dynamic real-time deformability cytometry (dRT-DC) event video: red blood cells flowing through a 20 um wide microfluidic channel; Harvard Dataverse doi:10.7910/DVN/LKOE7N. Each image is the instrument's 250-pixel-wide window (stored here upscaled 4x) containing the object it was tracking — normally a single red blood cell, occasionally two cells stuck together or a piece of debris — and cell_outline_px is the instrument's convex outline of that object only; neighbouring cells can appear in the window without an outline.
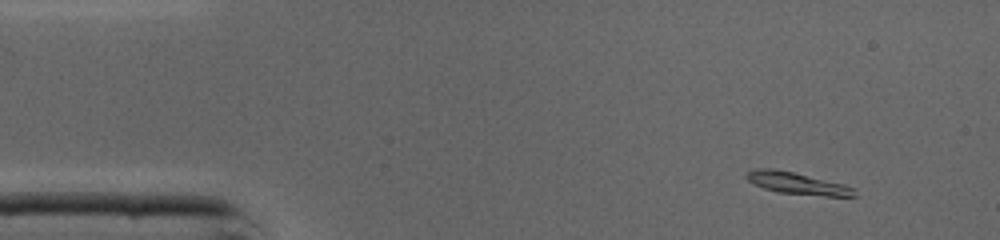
{"species": "common noctule bat (a hibernating species)", "species_latin": "Nyctalus noctula", "temperature_condition": "cold", "stored_images_in_passage": 42, "camera_frame_rate_fps": 3000, "um_per_image_px": 0.085, "animal": {"sex": "male", "body_mass_g": 19.0, "forearm_length_mm": 50.8}, "frame": {"image": 1, "passage_image": 1, "time_ms": 0.0, "image_size_px": [1000, 240], "cell_outline_px": [[856, 196], [824, 196], [776, 192], [764, 188], [748, 180], [744, 176], [748, 172], [756, 168], [772, 168], [792, 172], [844, 184], [856, 188]], "centroid_in_image_um": [67.79, 15.59], "position_along_channel_um": 17.2, "area_um2": 13.64}}
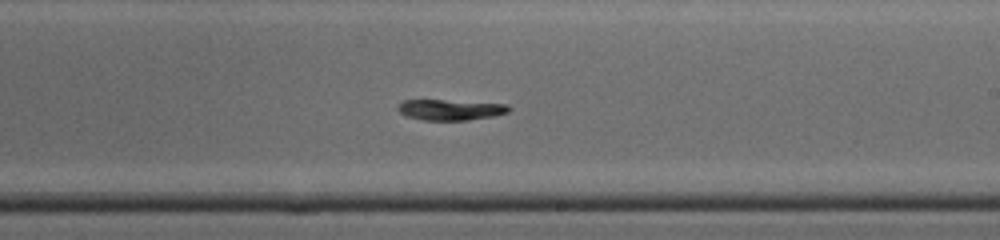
{"frame": {"image": 2, "passage_image": 23, "time_ms": 7.333, "image_size_px": [1000, 240], "cell_outline_px": [[512, 108], [508, 112], [492, 116], [468, 120], [424, 120], [408, 116], [400, 112], [396, 108], [404, 100], [444, 100], [508, 104]], "centroid_in_image_um": [38.31, 9.32], "position_along_channel_um": 250.7, "area_um2": 13.24}}
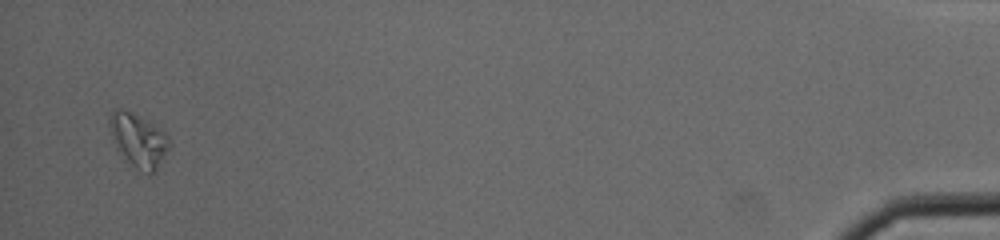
{"frame": {"image": 3, "passage_image": 41, "time_ms": 13.333, "image_size_px": [1000, 240], "cell_outline_px": [[168, 148], [156, 168], [152, 172], [148, 172], [136, 168], [120, 156], [112, 136], [108, 124], [108, 120], [112, 112], [116, 108], [120, 108], [148, 120], [164, 128], [168, 136]], "centroid_in_image_um": [11.74, 11.87], "position_along_channel_um": 423.5, "area_um2": 18.38}, "authors_computed_cell_mechanics": {"area_um2": 14.0165, "velocity_mm_per_s": 4.3434, "shape_relaxation_time_tau1_ms": 10.9765, "shape_relaxation_time_tau2_ms": 1.4081, "deformation_change_tau1": 0.2057, "deformation_change_tau2": 0.0548}}